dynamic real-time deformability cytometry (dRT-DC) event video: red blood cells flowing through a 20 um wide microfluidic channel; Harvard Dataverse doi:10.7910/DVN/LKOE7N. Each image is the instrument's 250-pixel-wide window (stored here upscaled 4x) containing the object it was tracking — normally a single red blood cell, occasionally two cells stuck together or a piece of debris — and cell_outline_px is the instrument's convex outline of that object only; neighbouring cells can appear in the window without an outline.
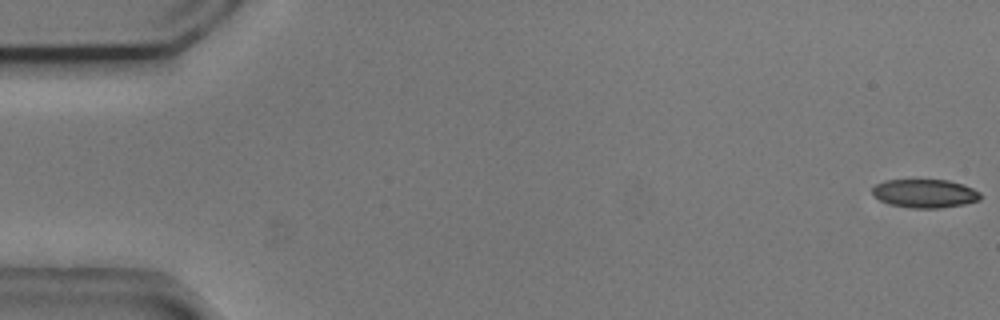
{"species": "common noctule bat (a hibernating species)", "species_latin": "Nyctalus noctula", "temperature_condition": "cold", "stored_images_in_passage": 6, "camera_frame_rate_fps": 3000, "um_per_image_px": 0.085, "animal": {"sex": "male", "body_mass_g": 20.5, "forearm_length_mm": 52.5}, "frame": {"image": 1, "passage_image": 1, "time_ms": 0.0, "image_size_px": [1000, 320], "cell_outline_px": [[980, 200], [964, 204], [940, 208], [912, 208], [888, 204], [880, 200], [872, 192], [872, 188], [876, 184], [884, 180], [948, 180], [964, 184], [980, 192]], "centroid_in_image_um": [78.62, 16.44], "position_along_channel_um": 6.4, "area_um2": 17.98}}
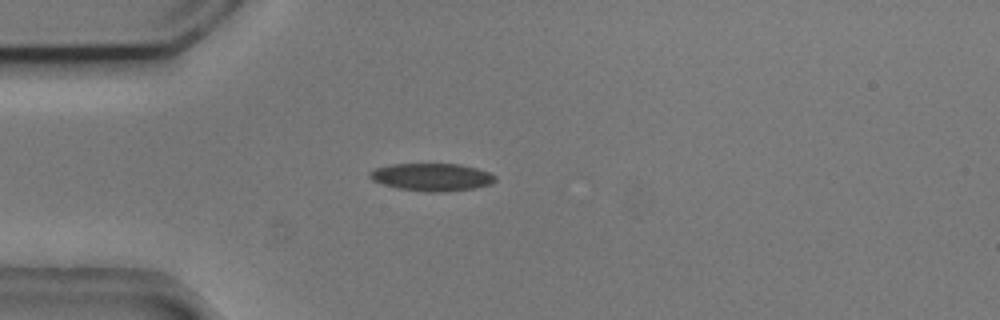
{"frame": {"image": 2, "passage_image": 5, "time_ms": 1.333, "image_size_px": [1000, 320], "cell_outline_px": [[496, 180], [492, 184], [476, 188], [444, 192], [424, 192], [400, 188], [384, 184], [372, 180], [368, 176], [368, 172], [376, 168], [392, 164], [460, 164], [476, 168], [488, 172], [496, 176]], "centroid_in_image_um": [36.73, 15.05], "position_along_channel_um": 48.3, "area_um2": 20.23}}